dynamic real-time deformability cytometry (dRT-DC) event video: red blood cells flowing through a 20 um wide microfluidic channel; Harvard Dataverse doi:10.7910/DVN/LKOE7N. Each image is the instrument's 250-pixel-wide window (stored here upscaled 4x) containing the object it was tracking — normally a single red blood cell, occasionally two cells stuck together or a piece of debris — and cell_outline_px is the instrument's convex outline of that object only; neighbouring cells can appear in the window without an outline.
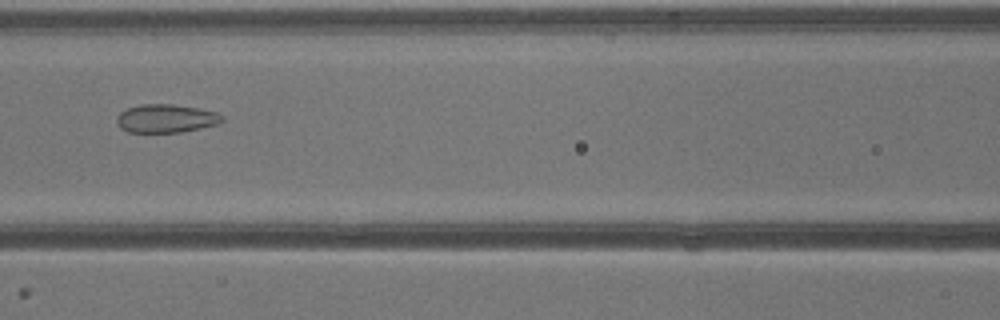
{"species": "common noctule bat (a hibernating species)", "species_latin": "Nyctalus noctula", "temperature_condition": "warm", "stored_images_in_passage": 40, "camera_frame_rate_fps": 3000, "um_per_image_px": 0.085, "animal": {"sex": "male", "body_mass_g": 13.3}, "frame": {"image": 1, "passage_image": 18, "time_ms": 5.667, "image_size_px": [1000, 320], "cell_outline_px": [[224, 120], [216, 124], [200, 128], [180, 132], [128, 132], [120, 128], [116, 120], [116, 116], [120, 112], [128, 108], [140, 104], [172, 104], [200, 108], [216, 112], [224, 116]], "centroid_in_image_um": [14.1, 10.06], "position_along_channel_um": 152.5, "area_um2": 17.46}}
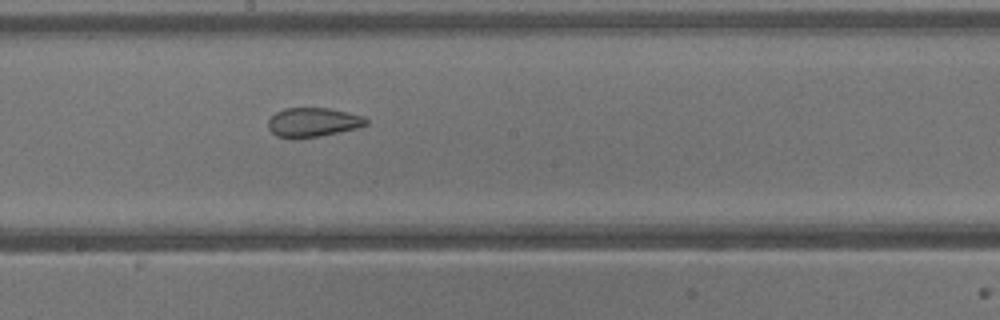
{"frame": {"image": 2, "passage_image": 22, "time_ms": 7.0, "image_size_px": [1000, 320], "cell_outline_px": [[368, 124], [356, 128], [320, 136], [276, 136], [268, 128], [268, 120], [276, 112], [284, 108], [328, 108], [364, 116], [368, 120]], "centroid_in_image_um": [26.62, 10.36], "position_along_channel_um": 221.6, "area_um2": 16.18}}
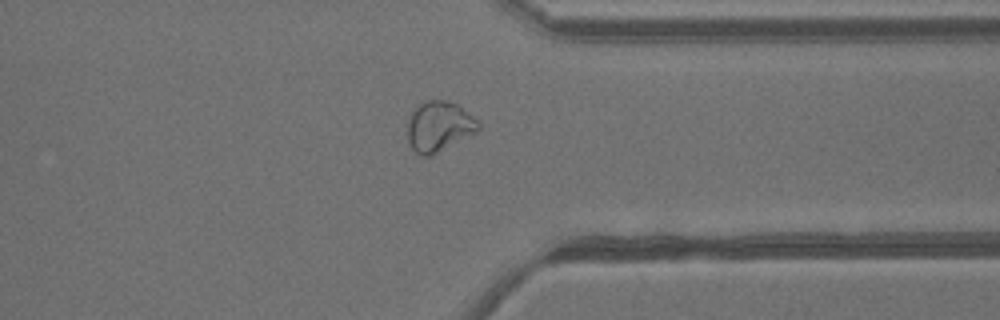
{"frame": {"image": 3, "passage_image": 31, "time_ms": 10.0, "image_size_px": [1000, 320], "cell_outline_px": [[480, 128], [476, 132], [428, 156], [420, 156], [408, 144], [408, 116], [420, 104], [428, 100], [444, 100], [456, 104], [476, 120], [480, 124]], "centroid_in_image_um": [37.27, 10.74], "position_along_channel_um": 374.1, "area_um2": 20.17}}